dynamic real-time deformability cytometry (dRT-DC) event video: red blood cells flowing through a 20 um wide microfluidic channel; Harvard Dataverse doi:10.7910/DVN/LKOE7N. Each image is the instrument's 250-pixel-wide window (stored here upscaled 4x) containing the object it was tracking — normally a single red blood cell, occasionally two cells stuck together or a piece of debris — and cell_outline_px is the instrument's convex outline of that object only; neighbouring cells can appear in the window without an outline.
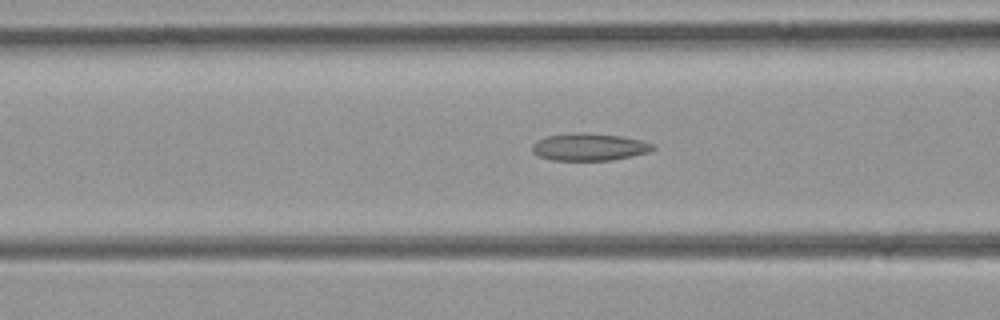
{"species": "common noctule bat (a hibernating species)", "species_latin": "Nyctalus noctula", "temperature_condition": "room temperature", "stored_images_in_passage": 50, "camera_frame_rate_fps": 3000, "um_per_image_px": 0.085, "animal": {"sex": "female", "body_mass_g": 21.9}, "frame": {"image": 1, "passage_image": 18, "time_ms": 5.667, "image_size_px": [1000, 320], "cell_outline_px": [[656, 148], [648, 152], [632, 156], [612, 160], [552, 160], [540, 156], [532, 152], [532, 144], [536, 140], [548, 136], [620, 136], [640, 140], [652, 144]], "centroid_in_image_um": [50.1, 12.56], "position_along_channel_um": 116.5, "area_um2": 17.98}}
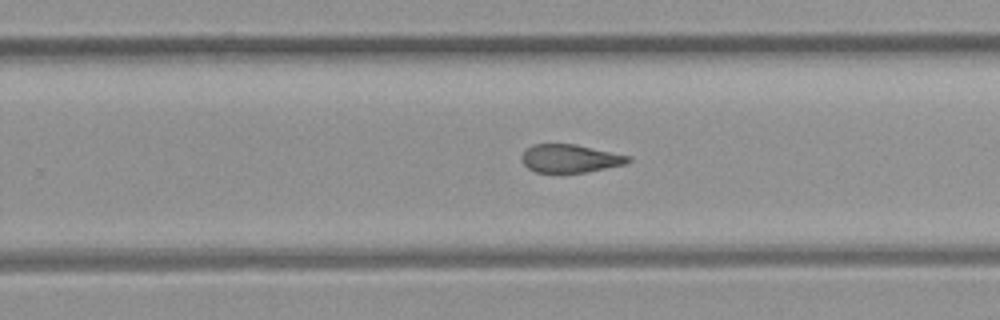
{"frame": {"image": 2, "passage_image": 30, "time_ms": 9.667, "image_size_px": [1000, 320], "cell_outline_px": [[632, 160], [624, 164], [584, 172], [536, 172], [528, 168], [520, 160], [520, 156], [532, 144], [576, 144], [632, 156]], "centroid_in_image_um": [48.45, 13.46], "position_along_channel_um": 281.3, "area_um2": 17.4}}
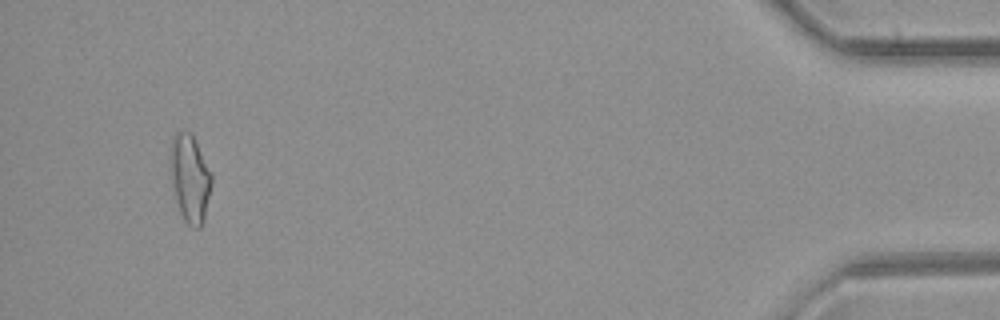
{"frame": {"image": 3, "passage_image": 46, "time_ms": 15.0, "image_size_px": [1000, 320], "cell_outline_px": [[212, 184], [204, 216], [200, 228], [192, 228], [184, 220], [180, 212], [172, 180], [172, 144], [176, 132], [188, 132], [192, 136], [212, 176]], "centroid_in_image_um": [16.17, 15.23], "position_along_channel_um": 419.0, "area_um2": 19.83}}